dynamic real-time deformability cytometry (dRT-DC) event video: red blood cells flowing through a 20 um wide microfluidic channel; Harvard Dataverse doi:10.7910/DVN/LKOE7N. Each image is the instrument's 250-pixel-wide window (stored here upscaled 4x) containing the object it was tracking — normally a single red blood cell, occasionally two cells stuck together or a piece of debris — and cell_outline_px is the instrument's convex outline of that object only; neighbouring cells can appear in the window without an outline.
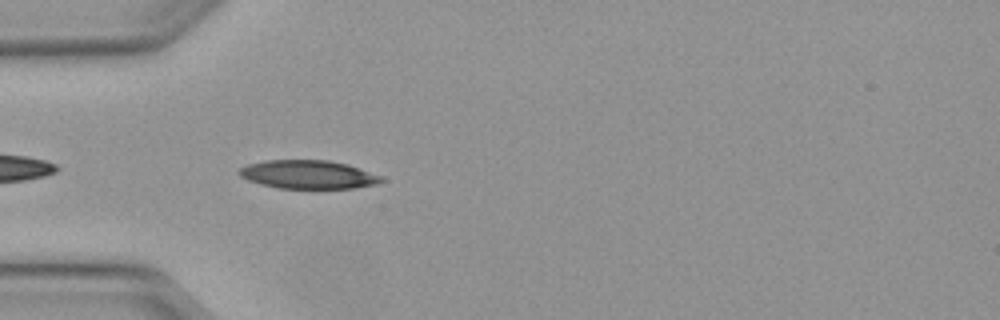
{"species": "Egyptian fruit bat (a non-hibernating species)", "species_latin": "Rousettus aegyptiacus", "temperature_condition": "warm", "stored_images_in_passage": 6, "camera_frame_rate_fps": 3000, "um_per_image_px": 0.085, "animal": {"sex": "female"}, "frame": {"image": 1, "passage_image": 2, "time_ms": 0.333, "image_size_px": [1000, 320], "cell_outline_px": [[384, 180], [376, 184], [352, 188], [280, 188], [260, 184], [248, 180], [240, 176], [236, 172], [240, 168], [248, 164], [268, 160], [328, 160], [348, 164], [380, 176]], "centroid_in_image_um": [26.15, 14.83], "position_along_channel_um": 58.8, "area_um2": 23.41}}